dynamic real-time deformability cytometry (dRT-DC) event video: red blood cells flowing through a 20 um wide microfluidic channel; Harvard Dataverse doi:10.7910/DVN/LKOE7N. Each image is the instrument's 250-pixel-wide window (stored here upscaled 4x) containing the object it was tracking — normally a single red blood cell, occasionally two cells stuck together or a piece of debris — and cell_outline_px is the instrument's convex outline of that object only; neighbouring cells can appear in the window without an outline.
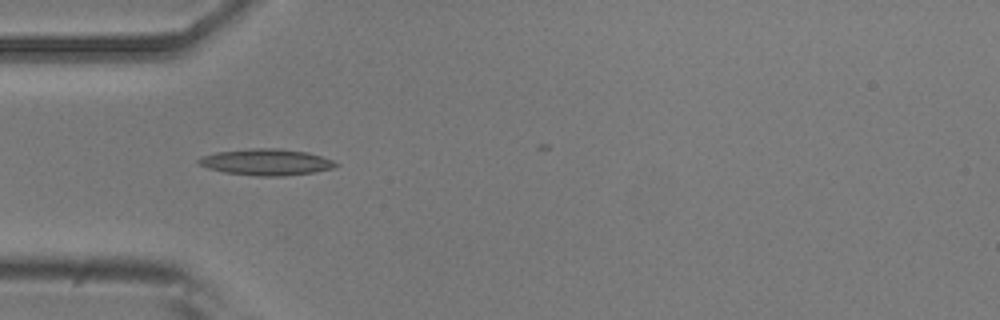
{"species": "common noctule bat (a hibernating species)", "species_latin": "Nyctalus noctula", "temperature_condition": "room temperature", "stored_images_in_passage": 19, "camera_frame_rate_fps": 3000, "um_per_image_px": 0.085, "animal": {"sex": "male", "body_mass_g": 20.5, "forearm_length_mm": 52.5}, "frame": {"image": 1, "passage_image": 16, "time_ms": 5.0, "image_size_px": [1000, 320], "cell_outline_px": [[340, 164], [332, 168], [316, 172], [284, 176], [256, 176], [224, 172], [208, 168], [200, 164], [196, 160], [204, 156], [216, 152], [252, 148], [280, 148], [308, 152], [332, 160]], "centroid_in_image_um": [22.66, 13.78], "position_along_channel_um": 62.3, "area_um2": 21.04}}